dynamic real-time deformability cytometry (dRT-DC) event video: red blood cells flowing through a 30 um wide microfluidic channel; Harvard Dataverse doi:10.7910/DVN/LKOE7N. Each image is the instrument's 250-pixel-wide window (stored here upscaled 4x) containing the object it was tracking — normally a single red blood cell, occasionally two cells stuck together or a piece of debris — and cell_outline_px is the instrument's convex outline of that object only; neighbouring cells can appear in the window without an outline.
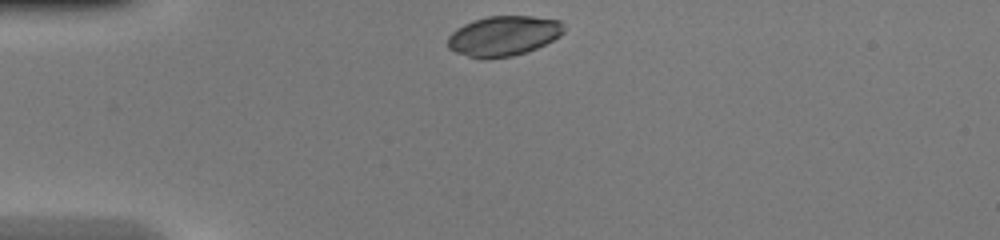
{"species": "common noctule bat (a hibernating species)", "species_latin": "Nyctalus noctula", "temperature_condition": "warm", "stored_images_in_passage": 28, "camera_frame_rate_fps": 3000, "um_per_image_px": 0.085, "animal": {"sex": "female", "body_mass_g": 20.0, "forearm_length_mm": 54.0}, "frame": {"image": 1, "passage_image": 1, "time_ms": 0.0, "image_size_px": [1000, 240], "cell_outline_px": [[564, 32], [560, 36], [536, 48], [512, 56], [484, 60], [480, 60], [456, 52], [448, 48], [448, 36], [456, 28], [472, 20], [488, 16], [532, 16], [560, 20], [564, 24]], "centroid_in_image_um": [42.78, 3.05], "position_along_channel_um": 42.2, "area_um2": 27.28}}
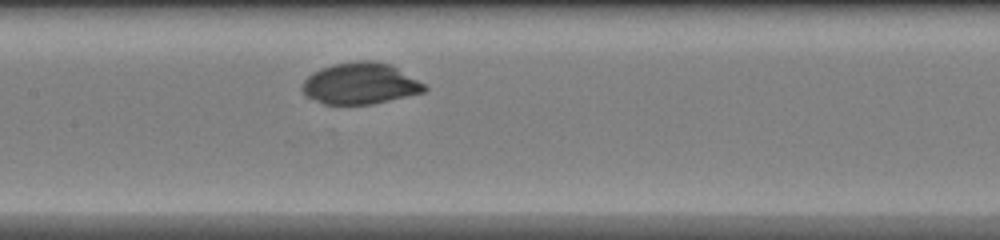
{"frame": {"image": 2, "passage_image": 13, "time_ms": 4.0, "image_size_px": [1000, 240], "cell_outline_px": [[428, 88], [424, 92], [372, 104], [324, 104], [304, 96], [300, 88], [304, 80], [312, 72], [320, 68], [332, 64], [356, 60], [372, 60], [392, 64], [424, 84]], "centroid_in_image_um": [30.58, 7.09], "position_along_channel_um": 176.8, "area_um2": 29.77}}
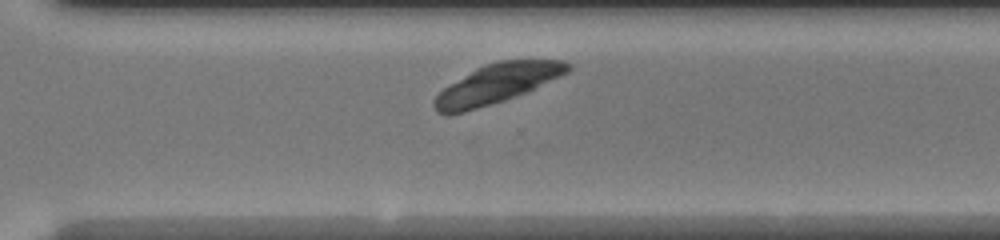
{"frame": {"image": 3, "passage_image": 24, "time_ms": 7.667, "image_size_px": [1000, 240], "cell_outline_px": [[572, 68], [568, 72], [560, 76], [524, 92], [504, 100], [464, 112], [448, 116], [436, 112], [432, 104], [432, 100], [444, 88], [476, 68], [484, 64], [500, 60], [564, 60], [572, 64]], "centroid_in_image_um": [42.2, 7.12], "position_along_channel_um": 328.4, "area_um2": 30.35}, "authors_computed_cell_mechanics": {"area_um2": 29.9115, "velocity_mm_per_s": 4.1494, "shape_relaxation_time_tau1_ms": 3.144, "shape_relaxation_time_tau2_ms": null, "deformation_change_tau1": 0.2627, "deformation_change_tau2": null}}